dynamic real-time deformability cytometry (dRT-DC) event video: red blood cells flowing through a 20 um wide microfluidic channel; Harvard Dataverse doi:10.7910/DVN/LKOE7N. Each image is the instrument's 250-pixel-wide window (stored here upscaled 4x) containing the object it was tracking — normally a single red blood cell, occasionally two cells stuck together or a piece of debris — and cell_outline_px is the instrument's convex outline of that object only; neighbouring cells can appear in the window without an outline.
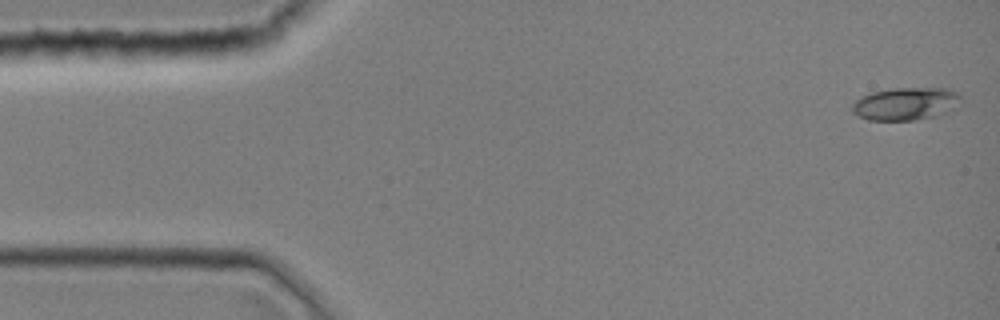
{"species": "common noctule bat (a hibernating species)", "species_latin": "Nyctalus noctula", "temperature_condition": "room temperature", "stored_images_in_passage": 12, "camera_frame_rate_fps": 3000, "um_per_image_px": 0.085, "animal": {"sex": "female", "body_mass_g": 19.0, "forearm_length_mm": 51.5}, "frame": {"image": 1, "passage_image": 1, "time_ms": 0.0, "image_size_px": [1000, 320], "cell_outline_px": [[960, 96], [944, 112], [936, 116], [916, 120], [868, 120], [852, 112], [852, 104], [860, 96], [872, 92], [896, 88], [952, 88]], "centroid_in_image_um": [76.88, 8.81], "position_along_channel_um": 8.1, "area_um2": 20.23}}
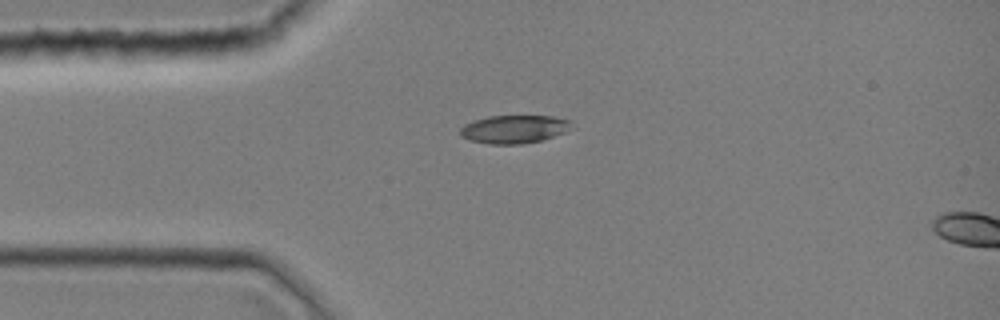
{"frame": {"image": 2, "passage_image": 10, "time_ms": 3.0, "image_size_px": [1000, 320], "cell_outline_px": [[572, 120], [564, 132], [540, 140], [520, 144], [488, 144], [472, 140], [460, 136], [460, 128], [464, 124], [472, 120], [488, 116], [552, 116]], "centroid_in_image_um": [43.62, 10.97], "position_along_channel_um": 41.4, "area_um2": 18.03}}